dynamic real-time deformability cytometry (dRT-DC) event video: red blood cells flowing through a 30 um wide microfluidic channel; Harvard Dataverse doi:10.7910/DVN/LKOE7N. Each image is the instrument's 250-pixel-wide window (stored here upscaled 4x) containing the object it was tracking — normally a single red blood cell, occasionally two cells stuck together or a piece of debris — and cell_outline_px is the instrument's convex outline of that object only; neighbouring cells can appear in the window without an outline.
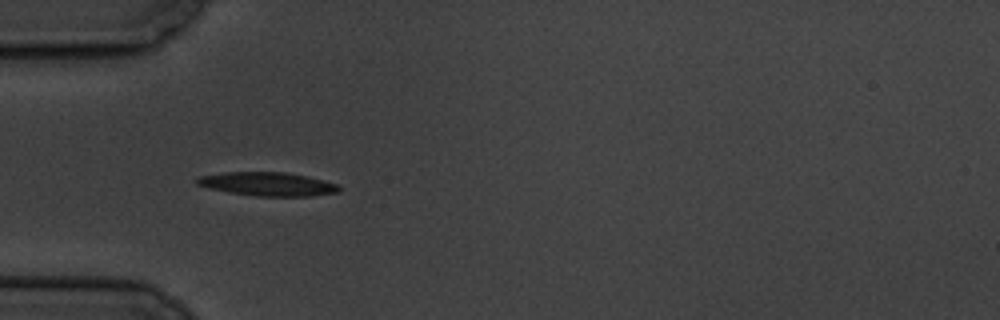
{"species": "common noctule bat (a hibernating species)", "species_latin": "Nyctalus noctula", "temperature_condition": "cold", "stored_images_in_passage": 6, "camera_frame_rate_fps": 3000, "um_per_image_px": 0.085, "animal": {"sex": "male", "body_mass_g": 19.5, "forearm_length_mm": 54.6}, "frame": {"image": 1, "passage_image": 4, "time_ms": 3.333, "image_size_px": [1000, 320], "cell_outline_px": [[340, 192], [312, 196], [256, 196], [228, 192], [208, 188], [196, 184], [196, 176], [224, 172], [284, 172], [308, 176], [336, 184], [340, 188]], "centroid_in_image_um": [22.71, 15.64], "position_along_channel_um": 62.3, "area_um2": 19.65}}
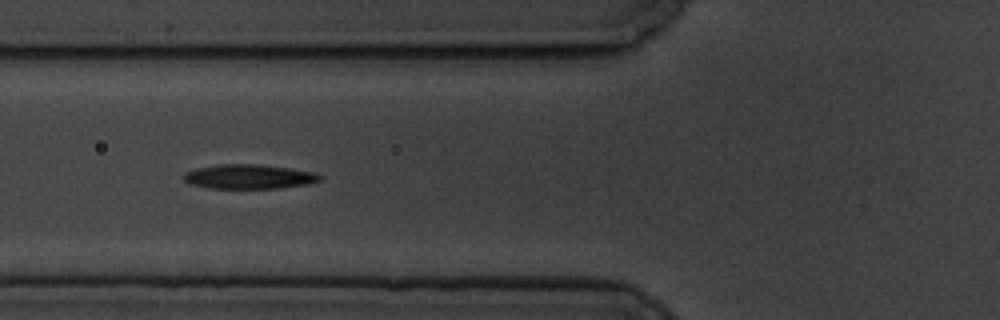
{"frame": {"image": 2, "passage_image": 5, "time_ms": 4.667, "image_size_px": [1000, 320], "cell_outline_px": [[320, 180], [308, 184], [276, 188], [208, 188], [192, 184], [184, 180], [184, 172], [196, 168], [220, 164], [256, 164], [292, 168], [312, 172], [320, 176]], "centroid_in_image_um": [21.13, 15.01], "position_along_channel_um": 104.7, "area_um2": 19.19}}
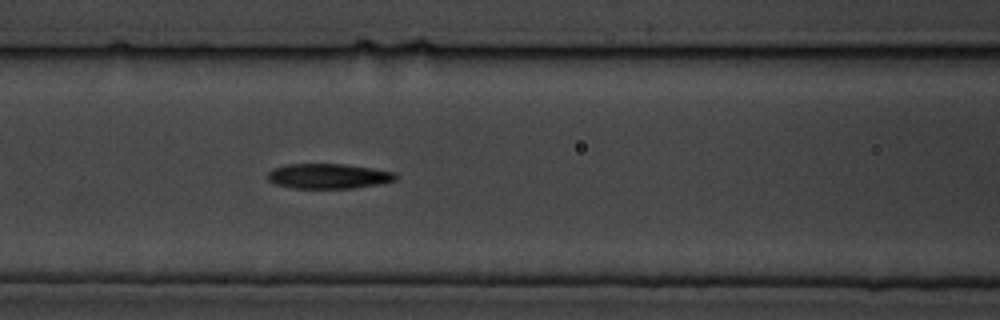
{"frame": {"image": 3, "passage_image": 6, "time_ms": 5.667, "image_size_px": [1000, 320], "cell_outline_px": [[396, 180], [376, 184], [352, 188], [292, 188], [276, 184], [268, 180], [268, 172], [272, 168], [288, 164], [344, 164], [372, 168], [396, 172]], "centroid_in_image_um": [27.89, 14.96], "position_along_channel_um": 138.7, "area_um2": 18.55}}